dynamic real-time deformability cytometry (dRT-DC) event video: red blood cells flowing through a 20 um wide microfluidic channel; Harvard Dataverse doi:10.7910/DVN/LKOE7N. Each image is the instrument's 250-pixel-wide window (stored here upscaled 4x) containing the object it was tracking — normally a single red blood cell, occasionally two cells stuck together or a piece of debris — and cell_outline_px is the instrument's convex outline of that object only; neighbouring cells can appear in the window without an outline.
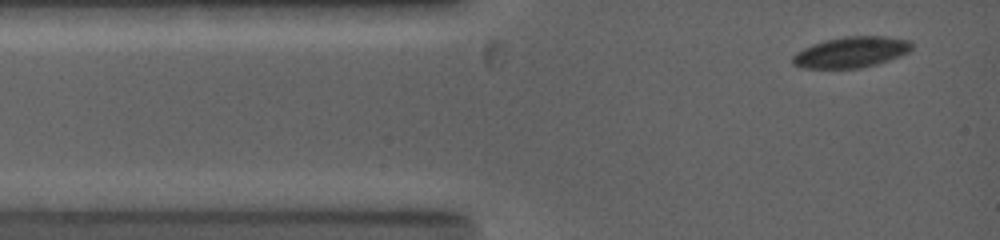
{"species": "common noctule bat (a hibernating species)", "species_latin": "Nyctalus noctula", "temperature_condition": "warm", "stored_images_in_passage": 34, "camera_frame_rate_fps": 5000, "um_per_image_px": 0.085, "animal": {"sex": "female", "body_mass_g": 19.0, "forearm_length_mm": 53.3}, "frame": {"image": 1, "passage_image": 2, "time_ms": 0.2, "image_size_px": [1000, 240], "cell_outline_px": [[912, 48], [908, 52], [900, 56], [876, 64], [860, 68], [804, 68], [792, 64], [792, 56], [796, 52], [812, 44], [824, 40], [844, 36], [884, 36], [912, 40]], "centroid_in_image_um": [72.35, 4.42], "position_along_channel_um": 12.7, "area_um2": 21.5}}
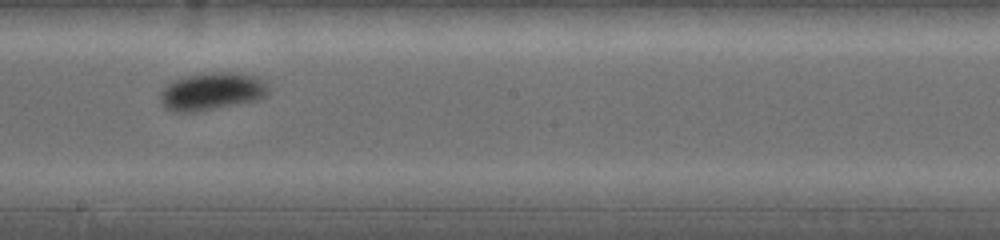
{"frame": {"image": 2, "passage_image": 20, "time_ms": 6.6, "image_size_px": [1000, 240], "cell_outline_px": [[268, 96], [256, 100], [196, 112], [172, 112], [164, 108], [160, 104], [160, 92], [172, 80], [184, 76], [212, 72], [240, 72], [260, 76], [268, 84]], "centroid_in_image_um": [18.02, 7.76], "position_along_channel_um": 230.2, "area_um2": 24.22}}
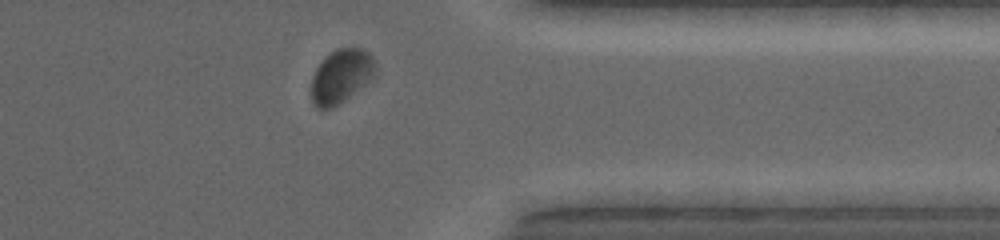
{"frame": {"image": 3, "passage_image": 31, "time_ms": 10.6, "image_size_px": [1000, 240], "cell_outline_px": [[376, 76], [332, 108], [316, 108], [312, 100], [312, 76], [316, 68], [336, 48], [364, 48], [376, 60]], "centroid_in_image_um": [29.04, 6.45], "position_along_channel_um": 382.4, "area_um2": 19.88}, "authors_computed_cell_mechanics": {"area_um2": 22.3108, "velocity_mm_per_s": 3.9694, "shape_relaxation_time_tau1_ms": 4.0049, "shape_relaxation_time_tau2_ms": null, "deformation_change_tau1": 0.1146, "deformation_change_tau2": null}}